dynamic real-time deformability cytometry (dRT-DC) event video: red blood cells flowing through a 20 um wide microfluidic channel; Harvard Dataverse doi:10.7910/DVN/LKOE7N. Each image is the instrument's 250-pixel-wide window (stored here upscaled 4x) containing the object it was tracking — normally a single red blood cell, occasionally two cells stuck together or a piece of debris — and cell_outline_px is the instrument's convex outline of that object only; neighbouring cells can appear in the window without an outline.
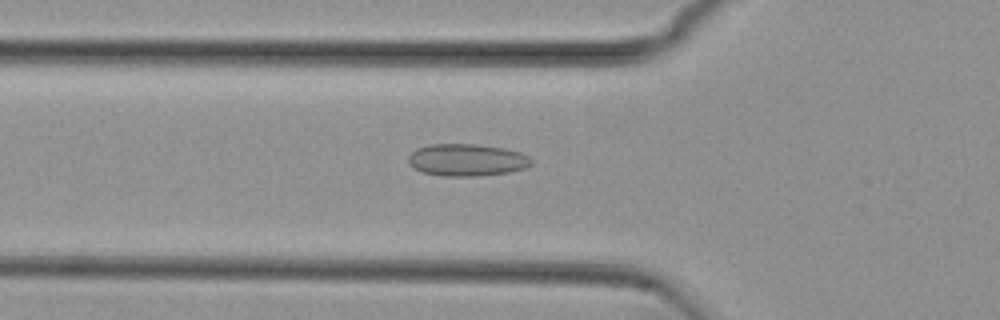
{"species": "common noctule bat (a hibernating species)", "species_latin": "Nyctalus noctula", "temperature_condition": "cold", "stored_images_in_passage": 40, "camera_frame_rate_fps": 3000, "um_per_image_px": 0.085, "animal": {"sex": "female", "body_mass_g": 29.2, "forearm_length_mm": 56.3}, "frame": {"image": 1, "passage_image": 4, "time_ms": 1.0, "image_size_px": [1000, 320], "cell_outline_px": [[532, 164], [524, 168], [508, 172], [476, 176], [444, 176], [424, 172], [408, 164], [408, 156], [416, 148], [428, 144], [476, 144], [504, 148], [520, 152], [528, 156], [532, 160]], "centroid_in_image_um": [39.67, 13.58], "position_along_channel_um": 86.1, "area_um2": 23.0}}
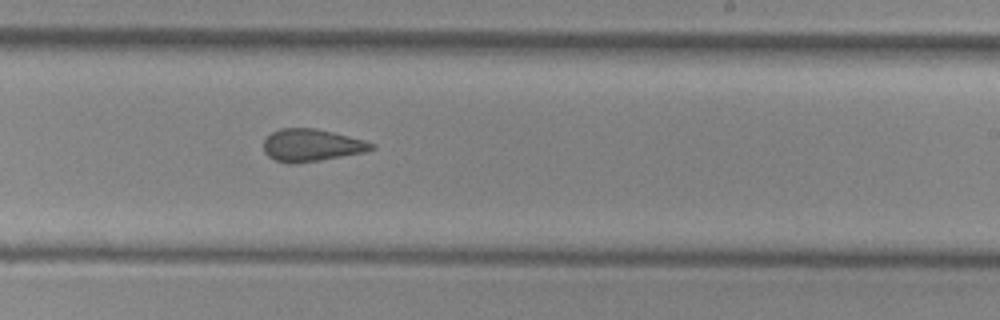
{"frame": {"image": 2, "passage_image": 18, "time_ms": 5.667, "image_size_px": [1000, 320], "cell_outline_px": [[376, 148], [364, 152], [320, 160], [292, 164], [288, 164], [276, 160], [268, 156], [264, 152], [264, 140], [272, 132], [280, 128], [316, 128], [364, 140], [376, 144]], "centroid_in_image_um": [26.48, 12.34], "position_along_channel_um": 262.5, "area_um2": 20.29}}
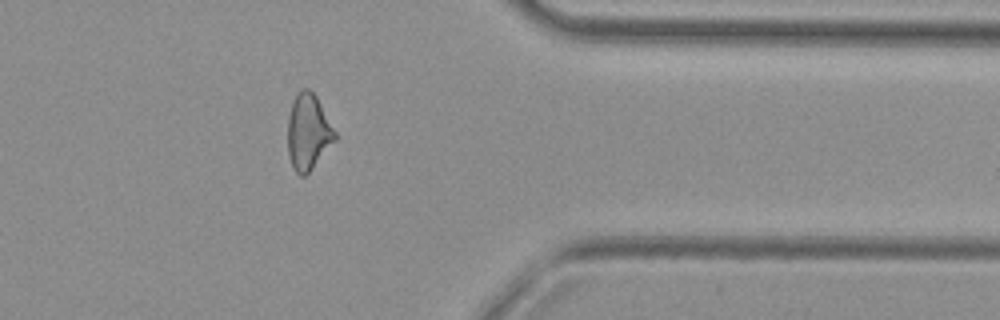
{"frame": {"image": 3, "passage_image": 29, "time_ms": 9.333, "image_size_px": [1000, 320], "cell_outline_px": [[336, 140], [312, 168], [304, 176], [300, 176], [292, 168], [288, 156], [288, 116], [292, 104], [296, 96], [304, 88], [308, 88], [316, 96], [336, 132]], "centroid_in_image_um": [26.19, 11.25], "position_along_channel_um": 385.2, "area_um2": 20.63}, "authors_computed_cell_mechanics": {"area_um2": 20.9236, "velocity_mm_per_s": 3.7714, "shape_relaxation_time_tau1_ms": null, "shape_relaxation_time_tau2_ms": 2.2336, "deformation_change_tau1": null, "deformation_change_tau2": 0.0969}}